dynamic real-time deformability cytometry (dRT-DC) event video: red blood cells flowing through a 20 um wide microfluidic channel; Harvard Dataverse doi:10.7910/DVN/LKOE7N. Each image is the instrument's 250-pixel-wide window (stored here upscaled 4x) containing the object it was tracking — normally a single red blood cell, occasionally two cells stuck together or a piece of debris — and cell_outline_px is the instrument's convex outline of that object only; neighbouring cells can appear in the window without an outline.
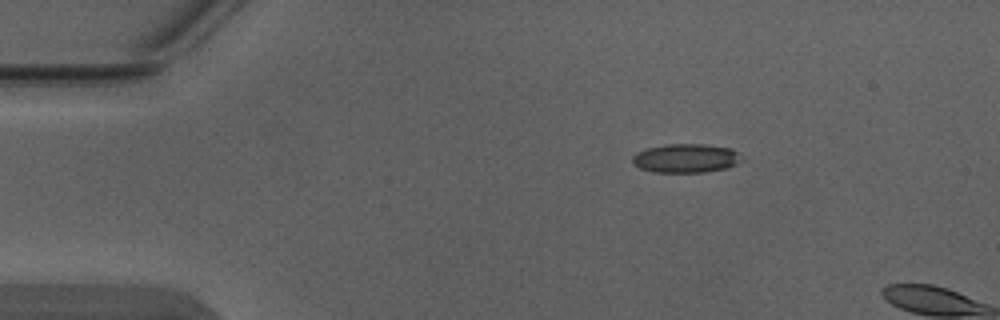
{"species": "Egyptian fruit bat (a non-hibernating species)", "species_latin": "Rousettus aegyptiacus", "temperature_condition": "warm", "stored_images_in_passage": 2, "camera_frame_rate_fps": 3000, "um_per_image_px": 0.085, "animal": {"sex": "male"}, "frame": {"image": 1, "passage_image": 1, "time_ms": 0.0, "image_size_px": [1000, 320], "cell_outline_px": [[744, 160], [740, 164], [728, 168], [704, 172], [652, 172], [640, 168], [632, 164], [632, 156], [636, 152], [644, 148], [664, 144], [704, 144], [732, 148], [744, 156]], "centroid_in_image_um": [58.34, 13.44], "position_along_channel_um": 26.7, "area_um2": 18.96}}